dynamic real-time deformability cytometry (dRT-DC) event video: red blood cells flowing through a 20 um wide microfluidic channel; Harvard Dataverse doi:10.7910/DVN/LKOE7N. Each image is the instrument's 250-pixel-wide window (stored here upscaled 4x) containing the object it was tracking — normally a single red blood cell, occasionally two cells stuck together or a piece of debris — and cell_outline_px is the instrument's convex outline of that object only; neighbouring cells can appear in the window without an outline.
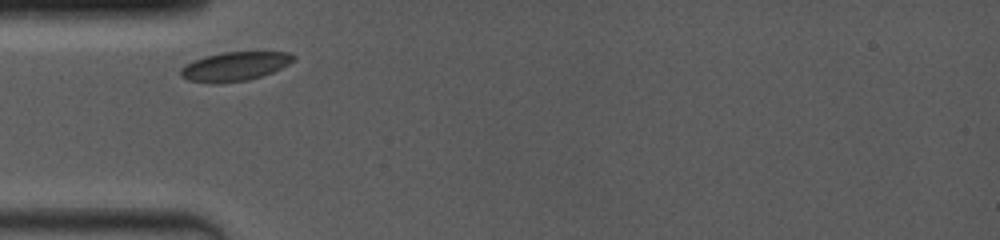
{"species": "common noctule bat (a hibernating species)", "species_latin": "Nyctalus noctula", "temperature_condition": "room temperature", "stored_images_in_passage": 2, "camera_frame_rate_fps": 4000, "um_per_image_px": 0.085, "animal": {"sex": "female", "body_mass_g": 19.0, "forearm_length_mm": 53.3}, "frame": {"image": 1, "passage_image": 1, "time_ms": 0.0, "image_size_px": [1000, 240], "cell_outline_px": [[296, 60], [272, 72], [248, 80], [216, 84], [212, 84], [188, 80], [180, 76], [180, 68], [184, 64], [192, 60], [204, 56], [224, 52], [288, 52], [296, 56]], "centroid_in_image_um": [19.91, 5.64], "position_along_channel_um": 65.1, "area_um2": 19.25}}